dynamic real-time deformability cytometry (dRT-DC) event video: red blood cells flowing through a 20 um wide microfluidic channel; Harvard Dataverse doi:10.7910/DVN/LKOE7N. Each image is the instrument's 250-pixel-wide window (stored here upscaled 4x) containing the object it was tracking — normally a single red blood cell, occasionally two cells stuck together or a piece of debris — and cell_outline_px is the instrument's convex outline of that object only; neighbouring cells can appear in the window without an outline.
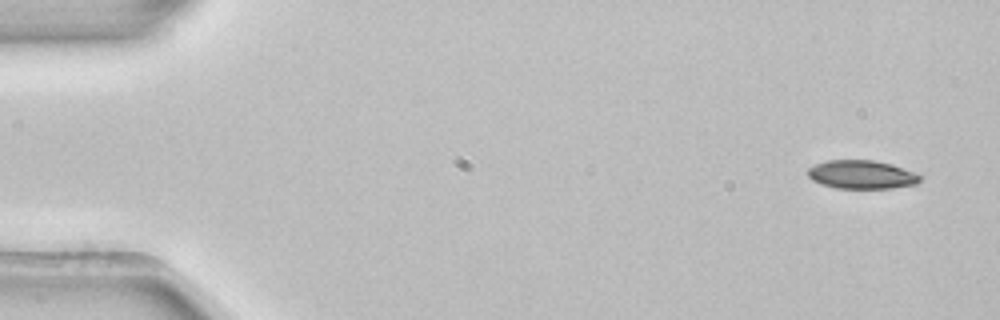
{"species": "common noctule bat (a hibernating species)", "species_latin": "Nyctalus noctula", "temperature_condition": "room temperature", "stored_images_in_passage": 4, "camera_frame_rate_fps": 3000, "um_per_image_px": 0.085, "animal": {"sex": "female", "body_mass_g": 22.7, "forearm_length_mm": 54.2}, "frame": {"image": 1, "passage_image": 1, "time_ms": 0.0, "image_size_px": [1000, 320], "cell_outline_px": [[920, 180], [916, 184], [892, 188], [836, 188], [820, 184], [812, 180], [808, 176], [808, 168], [816, 164], [828, 160], [876, 160], [892, 164], [916, 172], [920, 176]], "centroid_in_image_um": [73.25, 14.83], "position_along_channel_um": 11.8, "area_um2": 18.73}}